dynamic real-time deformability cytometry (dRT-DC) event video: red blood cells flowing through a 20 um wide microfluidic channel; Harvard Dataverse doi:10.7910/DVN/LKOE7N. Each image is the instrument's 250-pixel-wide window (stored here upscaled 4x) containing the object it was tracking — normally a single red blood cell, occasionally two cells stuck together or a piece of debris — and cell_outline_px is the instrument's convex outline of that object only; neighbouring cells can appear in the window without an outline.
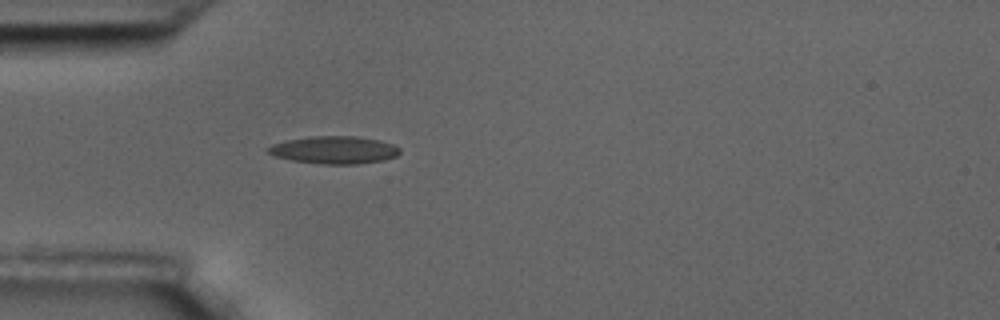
{"species": "common noctule bat (a hibernating species)", "species_latin": "Nyctalus noctula", "temperature_condition": "room temperature", "stored_images_in_passage": 1, "camera_frame_rate_fps": 3000, "um_per_image_px": 0.085, "animal": {"sex": "male", "body_mass_g": 17.5, "forearm_length_mm": 52.3}, "frame": {"image": 1, "passage_image": 1, "time_ms": 0.0, "image_size_px": [1000, 320], "cell_outline_px": [[400, 152], [396, 156], [384, 160], [356, 164], [324, 164], [292, 160], [276, 156], [268, 152], [268, 148], [272, 144], [284, 140], [308, 136], [356, 136], [380, 140], [392, 144], [400, 148]], "centroid_in_image_um": [28.42, 12.73], "position_along_channel_um": 56.6, "area_um2": 21.15}}